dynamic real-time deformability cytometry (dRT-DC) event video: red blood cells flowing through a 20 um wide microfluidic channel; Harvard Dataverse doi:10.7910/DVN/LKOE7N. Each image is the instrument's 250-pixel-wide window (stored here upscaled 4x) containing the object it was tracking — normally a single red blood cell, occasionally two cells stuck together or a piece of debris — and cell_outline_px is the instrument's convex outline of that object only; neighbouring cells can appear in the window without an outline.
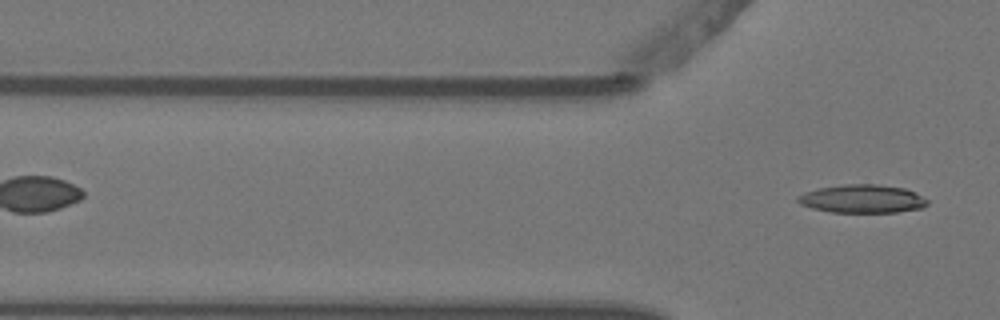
{"species": "Egyptian fruit bat (a non-hibernating species)", "species_latin": "Rousettus aegyptiacus", "temperature_condition": "warm", "stored_images_in_passage": 4, "camera_frame_rate_fps": 3000, "um_per_image_px": 0.085, "animal": {"sex": "female"}, "frame": {"image": 1, "passage_image": 4, "time_ms": 1.0, "image_size_px": [1000, 320], "cell_outline_px": [[928, 204], [924, 208], [896, 212], [832, 212], [812, 208], [800, 204], [796, 200], [796, 196], [804, 192], [820, 188], [840, 184], [876, 184], [904, 188], [916, 192], [928, 200]], "centroid_in_image_um": [73.3, 16.89], "position_along_channel_um": 52.5, "area_um2": 21.5}}